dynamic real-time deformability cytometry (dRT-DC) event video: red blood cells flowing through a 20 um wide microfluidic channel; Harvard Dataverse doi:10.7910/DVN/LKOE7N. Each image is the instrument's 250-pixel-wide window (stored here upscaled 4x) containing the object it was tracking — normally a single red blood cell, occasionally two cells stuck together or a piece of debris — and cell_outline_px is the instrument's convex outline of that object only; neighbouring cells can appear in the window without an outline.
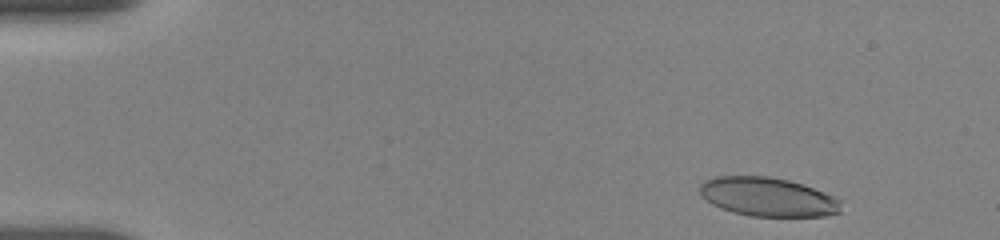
{"species": "human", "species_latin": "Homo sapiens", "temperature_condition": "room temperature", "stored_images_in_passage": 45, "camera_frame_rate_fps": 3000, "um_per_image_px": 0.085, "donor": {"sex": "female"}, "frame": {"image": 1, "passage_image": 2, "time_ms": 0.667, "image_size_px": [1000, 240], "cell_outline_px": [[840, 212], [828, 216], [752, 216], [732, 212], [720, 208], [712, 204], [700, 192], [700, 184], [704, 180], [716, 176], [768, 176], [788, 180], [804, 184], [824, 192], [840, 200]], "centroid_in_image_um": [65.27, 16.73], "position_along_channel_um": 19.7, "area_um2": 31.96}}
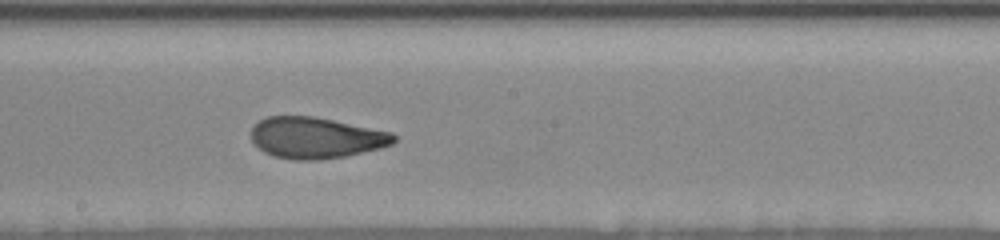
{"frame": {"image": 2, "passage_image": 27, "time_ms": 9.0, "image_size_px": [1000, 240], "cell_outline_px": [[396, 140], [392, 144], [380, 148], [344, 156], [320, 160], [296, 160], [272, 156], [264, 152], [252, 140], [252, 128], [260, 120], [268, 116], [316, 116], [392, 132], [396, 136]], "centroid_in_image_um": [26.87, 11.71], "position_along_channel_um": 221.3, "area_um2": 34.22}}
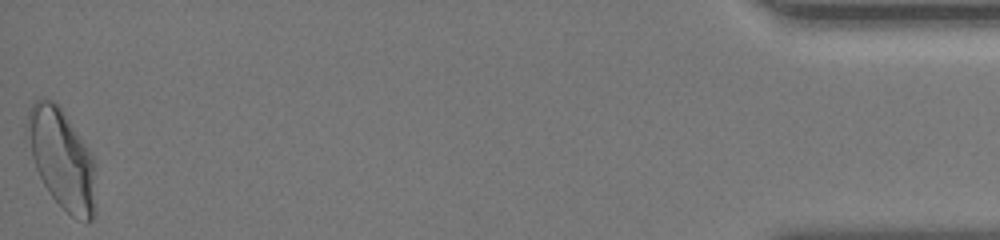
{"frame": {"image": 3, "passage_image": 45, "time_ms": 17.0, "image_size_px": [1000, 240], "cell_outline_px": [[96, 208], [92, 220], [76, 220], [52, 196], [44, 184], [36, 168], [24, 136], [28, 108], [36, 100], [56, 100], [92, 152], [96, 164]], "centroid_in_image_um": [5.27, 13.48], "position_along_channel_um": 429.9, "area_um2": 40.69}, "authors_computed_cell_mechanics": {"area_um2": 34.3332, "velocity_mm_per_s": 3.6857, "shape_relaxation_time_tau1_ms": 3.99, "shape_relaxation_time_tau2_ms": 1.2006, "deformation_change_tau1": 0.1799, "deformation_change_tau2": 0.0783}}